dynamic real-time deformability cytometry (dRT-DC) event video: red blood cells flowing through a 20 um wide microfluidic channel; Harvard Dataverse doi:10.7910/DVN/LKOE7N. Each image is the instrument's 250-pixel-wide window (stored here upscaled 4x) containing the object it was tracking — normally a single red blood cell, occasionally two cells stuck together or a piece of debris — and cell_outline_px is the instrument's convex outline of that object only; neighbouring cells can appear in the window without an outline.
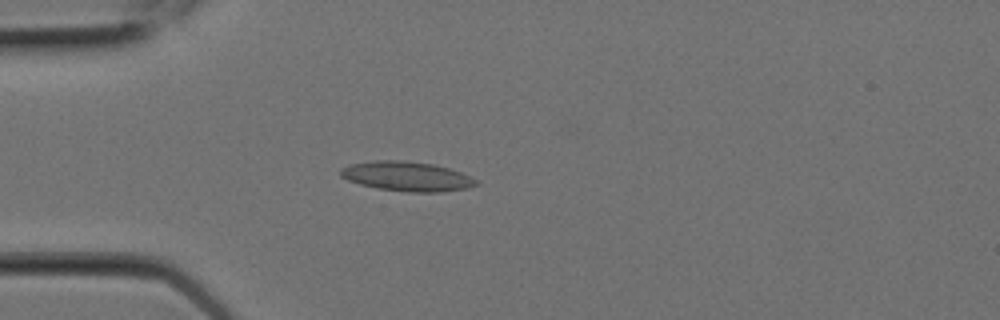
{"species": "Egyptian fruit bat (a non-hibernating species)", "species_latin": "Rousettus aegyptiacus", "temperature_condition": "room temperature", "stored_images_in_passage": 9, "camera_frame_rate_fps": 3000, "um_per_image_px": 0.085, "animal": {"sex": "female"}, "frame": {"image": 1, "passage_image": 6, "time_ms": 1.667, "image_size_px": [1000, 320], "cell_outline_px": [[480, 184], [468, 188], [440, 192], [408, 192], [380, 188], [360, 184], [348, 180], [340, 176], [340, 168], [348, 164], [372, 160], [404, 160], [436, 164], [460, 172], [476, 180]], "centroid_in_image_um": [34.56, 14.97], "position_along_channel_um": 50.4, "area_um2": 23.47}}
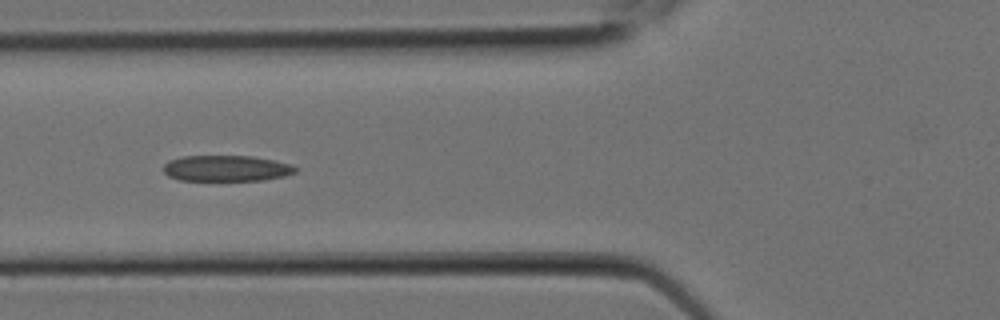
{"frame": {"image": 2, "passage_image": 8, "time_ms": 2.333, "image_size_px": [1000, 320], "cell_outline_px": [[296, 172], [284, 176], [264, 180], [180, 180], [168, 176], [164, 172], [164, 164], [168, 160], [184, 156], [252, 156], [292, 164], [296, 168]], "centroid_in_image_um": [19.23, 14.3], "position_along_channel_um": 106.6, "area_um2": 19.88}}
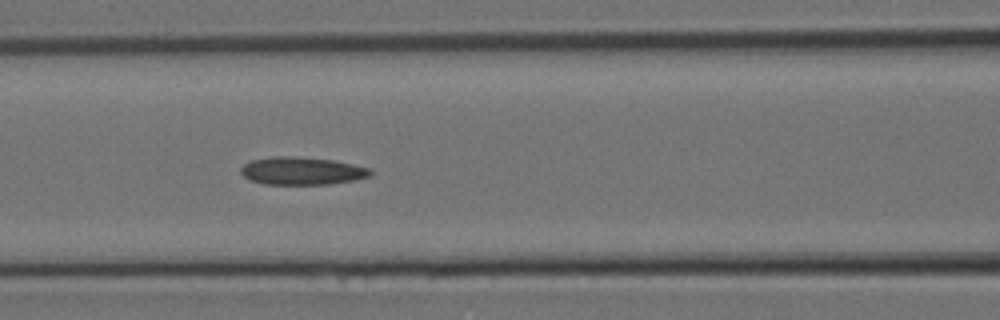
{"frame": {"image": 3, "passage_image": 9, "time_ms": 2.667, "image_size_px": [1000, 320], "cell_outline_px": [[372, 176], [356, 180], [328, 184], [264, 184], [252, 180], [244, 176], [240, 172], [240, 168], [244, 164], [252, 160], [272, 156], [296, 156], [332, 160], [352, 164], [368, 168], [372, 172]], "centroid_in_image_um": [25.66, 14.52], "position_along_channel_um": 140.9, "area_um2": 20.92}}